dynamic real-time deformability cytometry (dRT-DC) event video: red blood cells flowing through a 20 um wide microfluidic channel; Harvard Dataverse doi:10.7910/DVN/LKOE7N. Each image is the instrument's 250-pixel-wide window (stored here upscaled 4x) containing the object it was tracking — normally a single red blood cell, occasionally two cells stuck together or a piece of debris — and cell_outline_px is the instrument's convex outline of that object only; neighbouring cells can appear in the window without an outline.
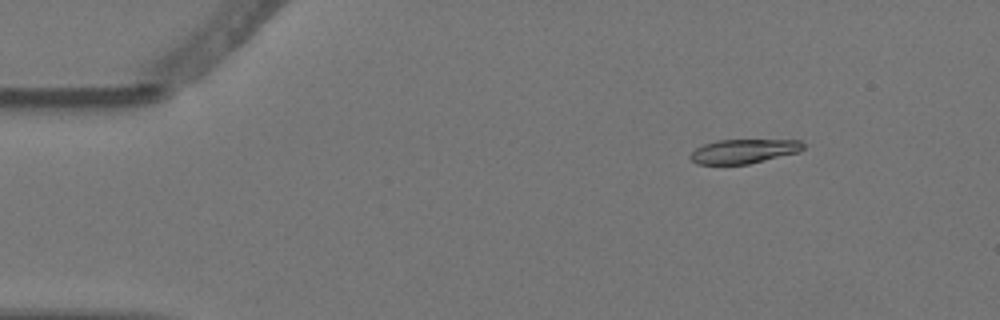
{"species": "Egyptian fruit bat (a non-hibernating species)", "species_latin": "Rousettus aegyptiacus", "temperature_condition": "warm", "stored_images_in_passage": 5, "camera_frame_rate_fps": 3000, "um_per_image_px": 0.085, "animal": {"sex": "female"}, "frame": {"image": 1, "passage_image": 3, "time_ms": 0.667, "image_size_px": [1000, 320], "cell_outline_px": [[804, 148], [800, 152], [748, 164], [696, 164], [688, 156], [696, 148], [704, 144], [716, 140], [800, 140], [804, 144]], "centroid_in_image_um": [63.22, 12.85], "position_along_channel_um": 21.8, "area_um2": 15.95}}